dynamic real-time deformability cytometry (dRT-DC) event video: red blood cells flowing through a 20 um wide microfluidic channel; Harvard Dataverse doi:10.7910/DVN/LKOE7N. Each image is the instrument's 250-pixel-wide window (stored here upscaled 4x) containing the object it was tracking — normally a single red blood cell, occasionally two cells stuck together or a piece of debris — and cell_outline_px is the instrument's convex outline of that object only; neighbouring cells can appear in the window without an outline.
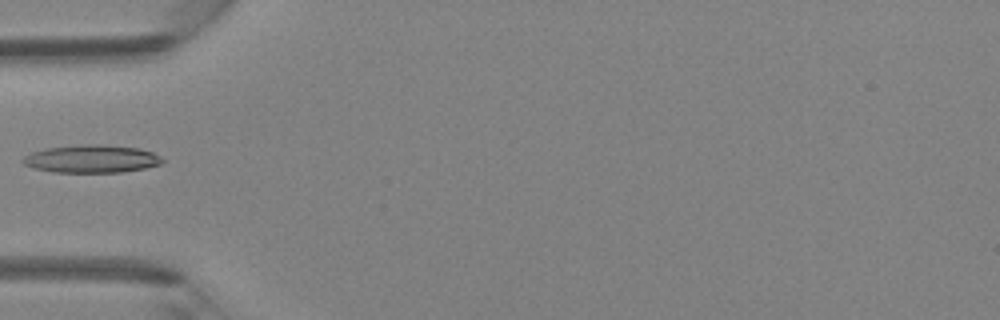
{"species": "Egyptian fruit bat (a non-hibernating species)", "species_latin": "Rousettus aegyptiacus", "temperature_condition": "room temperature", "stored_images_in_passage": 4, "camera_frame_rate_fps": 3000, "um_per_image_px": 0.085, "animal": {"sex": "female"}, "frame": {"image": 1, "passage_image": 4, "time_ms": 1.0, "image_size_px": [1000, 320], "cell_outline_px": [[164, 160], [160, 164], [144, 168], [124, 172], [52, 172], [36, 168], [24, 164], [20, 160], [24, 156], [32, 152], [44, 148], [80, 144], [100, 144], [140, 148], [152, 152], [160, 156]], "centroid_in_image_um": [7.77, 13.49], "position_along_channel_um": 77.2, "area_um2": 22.72}}